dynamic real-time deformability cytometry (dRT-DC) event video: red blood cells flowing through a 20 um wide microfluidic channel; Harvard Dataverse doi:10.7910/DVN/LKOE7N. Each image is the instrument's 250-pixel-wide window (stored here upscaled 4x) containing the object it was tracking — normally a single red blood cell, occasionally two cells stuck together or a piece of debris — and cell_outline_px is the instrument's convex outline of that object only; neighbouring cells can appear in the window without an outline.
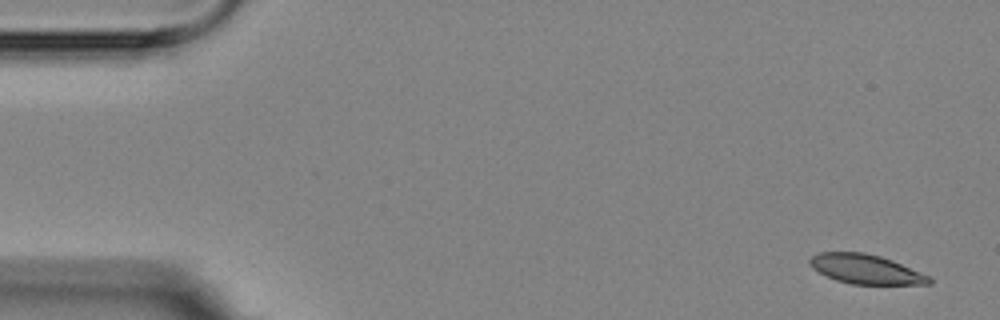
{"species": "Egyptian fruit bat (a non-hibernating species)", "species_latin": "Rousettus aegyptiacus", "temperature_condition": "room temperature", "stored_images_in_passage": 2, "camera_frame_rate_fps": 3000, "um_per_image_px": 0.085, "animal": {"sex": "female"}, "frame": {"image": 1, "passage_image": 2, "time_ms": 1.333, "image_size_px": [1000, 320], "cell_outline_px": [[932, 284], [852, 284], [836, 280], [812, 268], [808, 264], [808, 260], [812, 256], [820, 252], [864, 252], [880, 256], [892, 260], [928, 276], [932, 280]], "centroid_in_image_um": [73.55, 22.87], "position_along_channel_um": 11.4, "area_um2": 20.23}}